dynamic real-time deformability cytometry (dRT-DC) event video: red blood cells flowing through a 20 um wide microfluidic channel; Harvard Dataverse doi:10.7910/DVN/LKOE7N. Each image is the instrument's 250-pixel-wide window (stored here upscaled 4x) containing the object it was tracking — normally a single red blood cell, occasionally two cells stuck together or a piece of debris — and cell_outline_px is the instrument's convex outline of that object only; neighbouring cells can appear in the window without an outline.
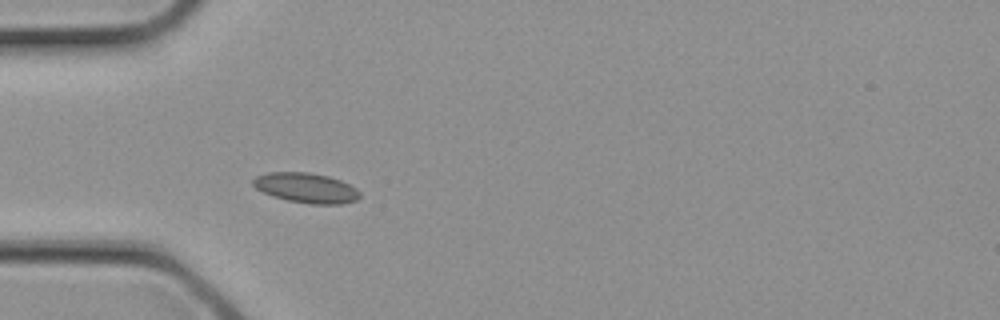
{"species": "common noctule bat (a hibernating species)", "species_latin": "Nyctalus noctula", "temperature_condition": "cold", "stored_images_in_passage": 2, "camera_frame_rate_fps": 3000, "um_per_image_px": 0.085, "animal": {"sex": "female", "body_mass_g": 21.9}, "frame": {"image": 1, "passage_image": 2, "time_ms": 0.333, "image_size_px": [1000, 320], "cell_outline_px": [[360, 196], [356, 200], [344, 204], [308, 204], [288, 200], [272, 196], [256, 188], [252, 184], [252, 180], [256, 176], [268, 172], [308, 172], [328, 176], [340, 180], [356, 188], [360, 192]], "centroid_in_image_um": [26.02, 15.97], "position_along_channel_um": 59.0, "area_um2": 18.67}}